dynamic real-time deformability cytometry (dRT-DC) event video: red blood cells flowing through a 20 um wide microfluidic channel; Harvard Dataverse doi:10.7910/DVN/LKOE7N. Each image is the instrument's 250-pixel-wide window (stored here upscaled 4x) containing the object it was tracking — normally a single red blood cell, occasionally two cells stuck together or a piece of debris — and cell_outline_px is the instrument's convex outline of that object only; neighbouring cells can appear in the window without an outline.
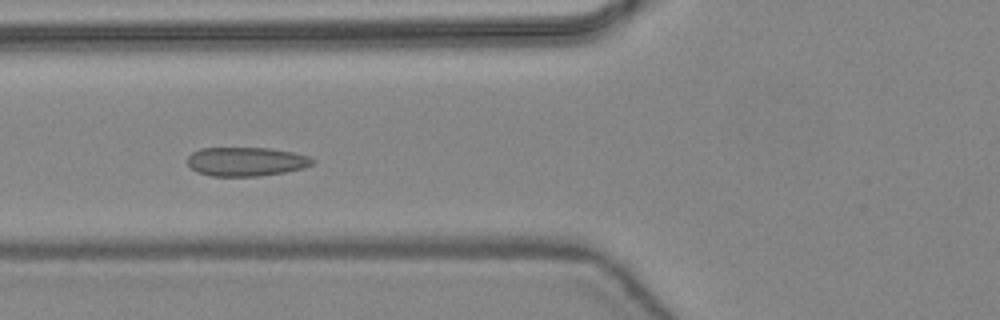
{"species": "common noctule bat (a hibernating species)", "species_latin": "Nyctalus noctula", "temperature_condition": "warm", "stored_images_in_passage": 47, "camera_frame_rate_fps": 3000, "um_per_image_px": 0.085, "animal": {"sex": "female", "body_mass_g": 24.6, "forearm_length_mm": 56.2}, "frame": {"image": 1, "passage_image": 19, "time_ms": 6.0, "image_size_px": [1000, 320], "cell_outline_px": [[316, 160], [312, 164], [304, 168], [284, 172], [260, 176], [212, 176], [196, 172], [188, 164], [188, 156], [192, 152], [200, 148], [268, 148], [292, 152], [308, 156]], "centroid_in_image_um": [20.91, 13.73], "position_along_channel_um": 104.9, "area_um2": 21.1}}
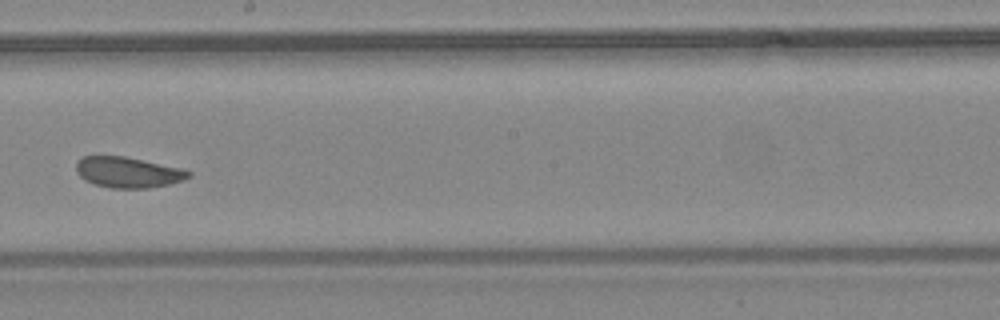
{"frame": {"image": 2, "passage_image": 28, "time_ms": 9.0, "image_size_px": [1000, 320], "cell_outline_px": [[192, 176], [184, 180], [168, 184], [148, 188], [108, 188], [84, 180], [76, 172], [76, 164], [84, 156], [124, 156], [180, 168], [192, 172]], "centroid_in_image_um": [10.88, 14.65], "position_along_channel_um": 237.3, "area_um2": 20.0}}
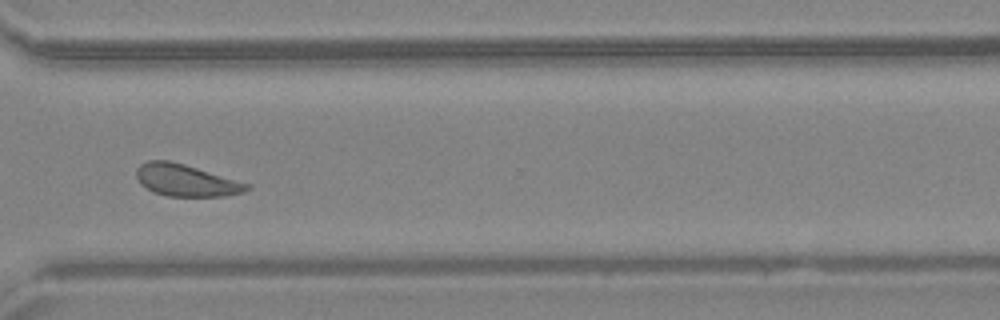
{"frame": {"image": 3, "passage_image": 36, "time_ms": 11.667, "image_size_px": [1000, 320], "cell_outline_px": [[252, 188], [244, 192], [224, 196], [168, 196], [156, 192], [140, 184], [136, 176], [136, 168], [140, 164], [148, 160], [168, 160], [184, 164], [252, 184]], "centroid_in_image_um": [15.84, 15.32], "position_along_channel_um": 354.8, "area_um2": 20.58}, "authors_computed_cell_mechanics": {"area_um2": 21.2126, "velocity_mm_per_s": 4.4053, "shape_relaxation_time_tau1_ms": 6.8877, "shape_relaxation_time_tau2_ms": 0.9686, "deformation_change_tau1": 0.1141, "deformation_change_tau2": 0.0501}}